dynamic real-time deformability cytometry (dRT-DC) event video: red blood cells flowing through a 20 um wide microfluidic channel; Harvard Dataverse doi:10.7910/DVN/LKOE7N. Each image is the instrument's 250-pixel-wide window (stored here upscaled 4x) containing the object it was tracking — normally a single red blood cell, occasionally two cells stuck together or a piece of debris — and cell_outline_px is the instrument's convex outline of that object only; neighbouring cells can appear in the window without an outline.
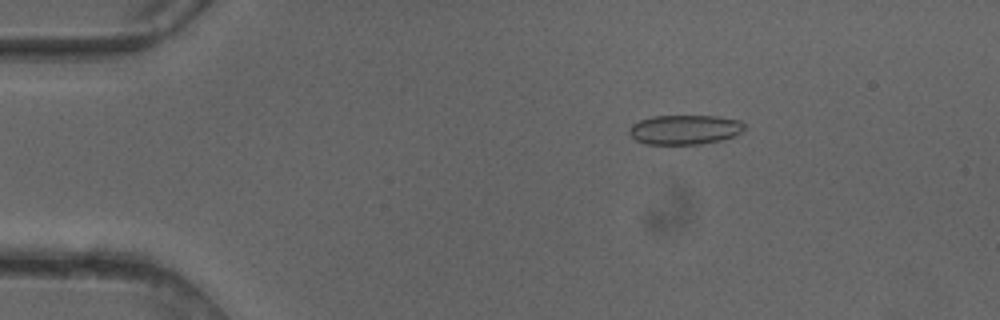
{"species": "common noctule bat (a hibernating species)", "species_latin": "Nyctalus noctula", "temperature_condition": "cold", "stored_images_in_passage": 50, "camera_frame_rate_fps": 3000, "um_per_image_px": 0.085, "animal": {"sex": "female"}, "frame": {"image": 1, "passage_image": 9, "time_ms": 2.667, "image_size_px": [1000, 320], "cell_outline_px": [[744, 128], [740, 132], [732, 136], [720, 140], [700, 144], [644, 144], [636, 140], [628, 132], [628, 128], [632, 124], [640, 120], [652, 116], [716, 116], [740, 120], [744, 124]], "centroid_in_image_um": [58.16, 11.01], "position_along_channel_um": 26.8, "area_um2": 19.77}}
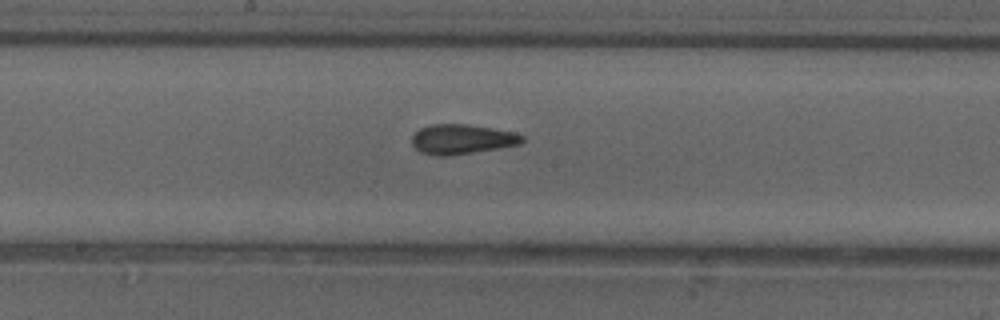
{"frame": {"image": 2, "passage_image": 27, "time_ms": 8.667, "image_size_px": [1000, 320], "cell_outline_px": [[524, 140], [520, 144], [452, 156], [436, 156], [420, 152], [412, 144], [412, 136], [420, 128], [432, 124], [468, 124], [516, 132], [524, 136]], "centroid_in_image_um": [39.26, 11.83], "position_along_channel_um": 208.9, "area_um2": 19.25}}
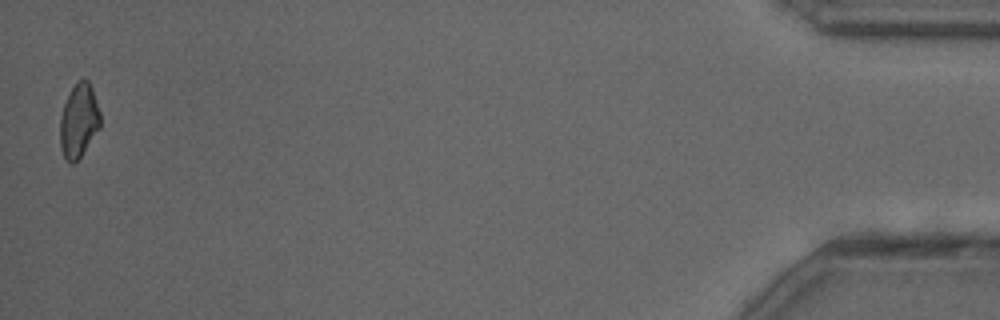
{"frame": {"image": 3, "passage_image": 50, "time_ms": 16.333, "image_size_px": [1000, 320], "cell_outline_px": [[100, 128], [80, 156], [72, 164], [64, 156], [60, 148], [60, 116], [64, 104], [72, 88], [80, 80], [88, 80], [92, 88], [100, 112]], "centroid_in_image_um": [6.7, 10.26], "position_along_channel_um": 428.5, "area_um2": 16.99}, "authors_computed_cell_mechanics": {"area_um2": 19.0162, "velocity_mm_per_s": 4.12, "shape_relaxation_time_tau1_ms": null, "shape_relaxation_time_tau2_ms": 2.0633, "deformation_change_tau1": null, "deformation_change_tau2": 0.0667}}